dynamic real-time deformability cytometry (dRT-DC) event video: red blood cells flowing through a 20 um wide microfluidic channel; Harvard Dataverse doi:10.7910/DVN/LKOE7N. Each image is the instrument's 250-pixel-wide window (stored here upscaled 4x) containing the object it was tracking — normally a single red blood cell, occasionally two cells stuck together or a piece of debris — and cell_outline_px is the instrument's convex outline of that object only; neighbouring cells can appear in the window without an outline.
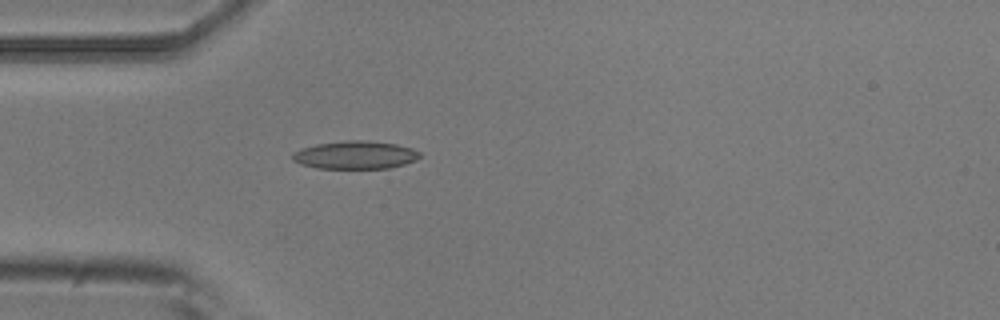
{"species": "common noctule bat (a hibernating species)", "species_latin": "Nyctalus noctula", "temperature_condition": "room temperature", "stored_images_in_passage": 1, "camera_frame_rate_fps": 3000, "um_per_image_px": 0.085, "animal": {"sex": "male", "body_mass_g": 20.5, "forearm_length_mm": 52.5}, "frame": {"image": 1, "passage_image": 1, "time_ms": 0.0, "image_size_px": [1000, 320], "cell_outline_px": [[420, 156], [416, 160], [404, 164], [388, 168], [316, 168], [300, 164], [292, 160], [292, 152], [300, 148], [316, 144], [344, 140], [368, 140], [396, 144], [412, 148], [420, 152]], "centroid_in_image_um": [30.16, 13.16], "position_along_channel_um": 54.8, "area_um2": 20.92}}